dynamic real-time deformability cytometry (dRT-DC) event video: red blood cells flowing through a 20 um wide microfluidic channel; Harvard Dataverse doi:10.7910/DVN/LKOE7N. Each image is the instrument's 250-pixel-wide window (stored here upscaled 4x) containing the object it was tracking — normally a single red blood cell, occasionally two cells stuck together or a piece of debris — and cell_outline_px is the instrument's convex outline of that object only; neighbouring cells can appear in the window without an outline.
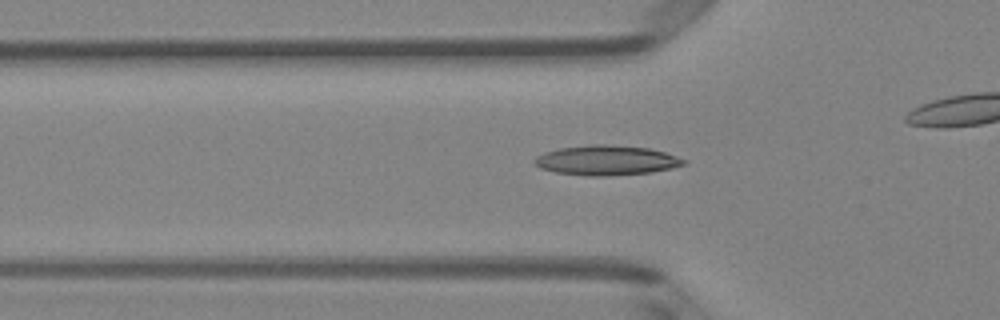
{"species": "Egyptian fruit bat (a non-hibernating species)", "species_latin": "Rousettus aegyptiacus", "temperature_condition": "room temperature", "stored_images_in_passage": 41, "camera_frame_rate_fps": 3000, "um_per_image_px": 0.085, "animal": {"sex": "female"}, "frame": {"image": 1, "passage_image": 17, "time_ms": 5.333, "image_size_px": [1000, 320], "cell_outline_px": [[688, 160], [684, 164], [672, 168], [652, 172], [608, 176], [588, 176], [556, 172], [540, 168], [532, 160], [536, 156], [544, 152], [560, 148], [592, 144], [604, 144], [648, 148], [664, 152]], "centroid_in_image_um": [51.54, 13.63], "position_along_channel_um": 74.3, "area_um2": 25.89}}
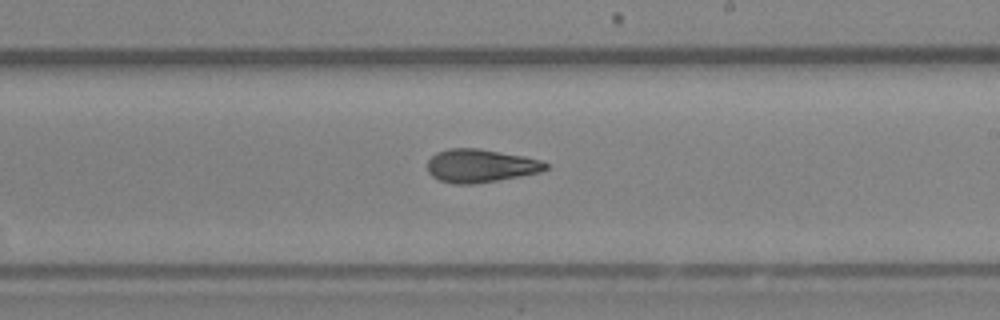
{"frame": {"image": 2, "passage_image": 30, "time_ms": 9.667, "image_size_px": [1000, 320], "cell_outline_px": [[548, 168], [540, 172], [520, 176], [472, 184], [456, 184], [440, 180], [432, 176], [428, 172], [428, 160], [436, 152], [448, 148], [480, 148], [524, 156], [540, 160], [548, 164]], "centroid_in_image_um": [40.83, 14.08], "position_along_channel_um": 248.2, "area_um2": 22.83}}
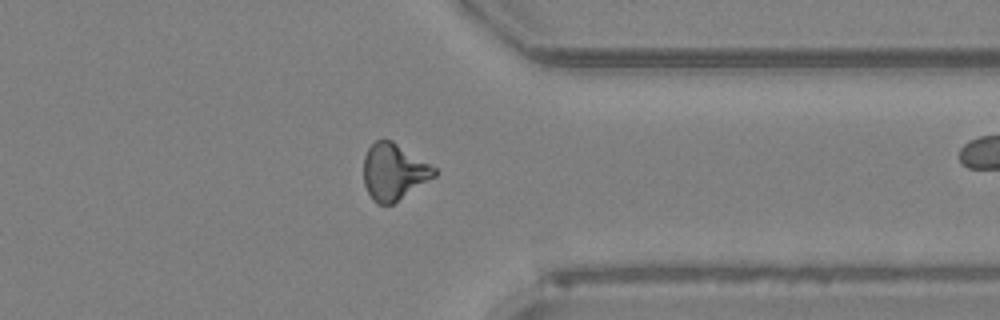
{"frame": {"image": 3, "passage_image": 40, "time_ms": 13.0, "image_size_px": [1000, 320], "cell_outline_px": [[440, 172], [436, 176], [392, 204], [380, 204], [372, 200], [364, 184], [364, 156], [368, 148], [376, 140], [392, 140], [436, 168]], "centroid_in_image_um": [33.48, 14.6], "position_along_channel_um": 377.9, "area_um2": 23.12}}